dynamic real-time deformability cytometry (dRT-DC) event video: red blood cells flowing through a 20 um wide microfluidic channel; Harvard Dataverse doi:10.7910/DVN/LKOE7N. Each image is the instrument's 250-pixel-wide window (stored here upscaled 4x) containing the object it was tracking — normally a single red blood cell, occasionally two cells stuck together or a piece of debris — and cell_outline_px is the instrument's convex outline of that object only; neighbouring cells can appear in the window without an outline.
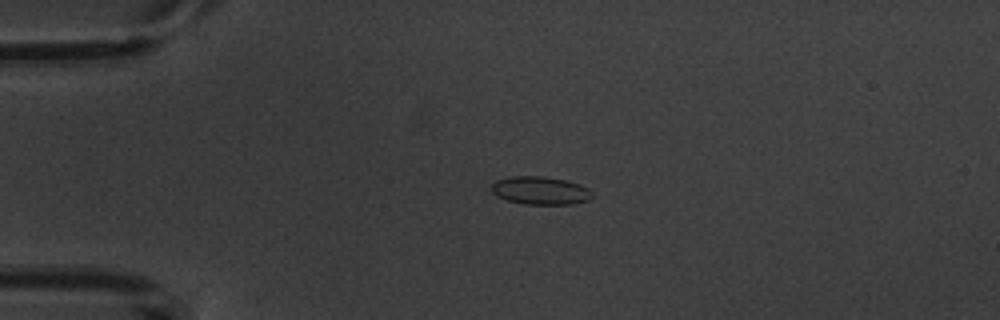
{"species": "common noctule bat (a hibernating species)", "species_latin": "Nyctalus noctula", "temperature_condition": "warm", "stored_images_in_passage": 6, "camera_frame_rate_fps": 3000, "um_per_image_px": 0.085, "animal": {"sex": "male", "body_mass_g": 20.1, "forearm_length_mm": 53.5}, "frame": {"image": 1, "passage_image": 4, "time_ms": 3.333, "image_size_px": [1000, 320], "cell_outline_px": [[592, 196], [588, 200], [572, 204], [524, 204], [508, 200], [496, 196], [492, 192], [492, 184], [496, 180], [512, 176], [544, 176], [564, 180], [580, 184], [588, 188], [592, 192]], "centroid_in_image_um": [45.92, 16.19], "position_along_channel_um": 39.1, "area_um2": 16.42}}